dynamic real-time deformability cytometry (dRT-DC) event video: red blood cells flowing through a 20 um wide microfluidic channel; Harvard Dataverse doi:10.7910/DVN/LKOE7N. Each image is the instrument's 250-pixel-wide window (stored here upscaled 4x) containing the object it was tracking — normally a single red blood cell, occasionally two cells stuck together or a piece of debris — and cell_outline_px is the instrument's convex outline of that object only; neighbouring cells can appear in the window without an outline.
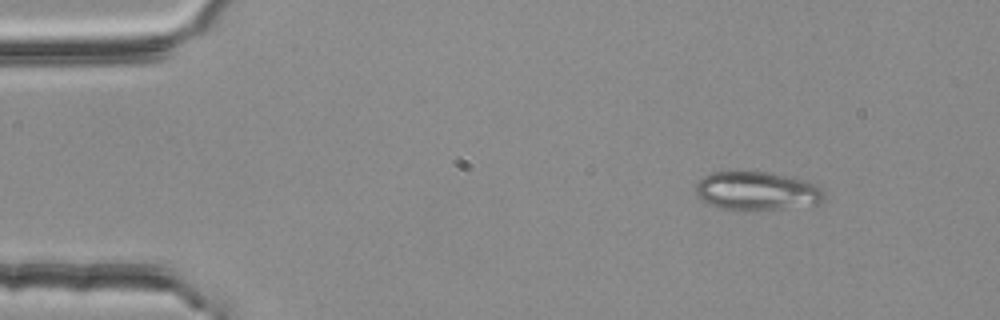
{"species": "common noctule bat (a hibernating species)", "species_latin": "Nyctalus noctula", "temperature_condition": "room temperature", "stored_images_in_passage": 2, "camera_frame_rate_fps": 3000, "um_per_image_px": 0.085, "animal": {"sex": "female", "body_mass_g": 25.1}, "frame": {"image": 1, "passage_image": 1, "time_ms": 0.0, "image_size_px": [1000, 320], "cell_outline_px": [[824, 200], [816, 204], [744, 212], [740, 212], [720, 208], [708, 204], [696, 196], [696, 184], [704, 176], [712, 172], [764, 172], [804, 180], [816, 184], [824, 192]], "centroid_in_image_um": [64.29, 16.26], "position_along_channel_um": 20.7, "area_um2": 28.96}}